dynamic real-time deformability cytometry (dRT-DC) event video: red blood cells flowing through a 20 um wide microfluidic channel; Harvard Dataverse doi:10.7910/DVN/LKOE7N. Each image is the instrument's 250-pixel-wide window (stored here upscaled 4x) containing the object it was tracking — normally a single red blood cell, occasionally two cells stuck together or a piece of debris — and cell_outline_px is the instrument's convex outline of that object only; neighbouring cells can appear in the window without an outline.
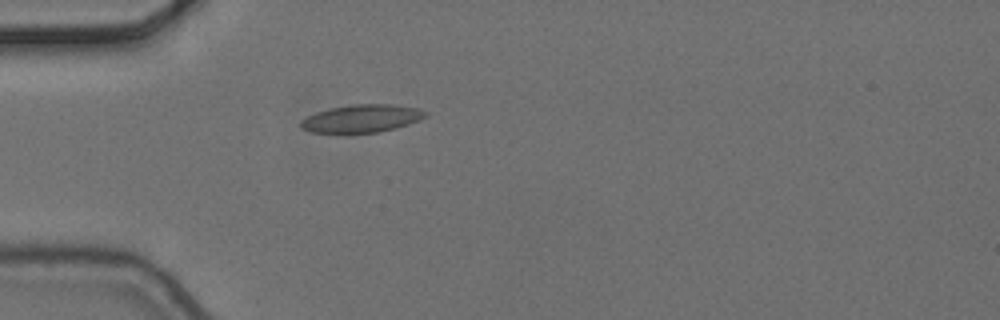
{"species": "common noctule bat (a hibernating species)", "species_latin": "Nyctalus noctula", "temperature_condition": "cold", "stored_images_in_passage": 1, "camera_frame_rate_fps": 3000, "um_per_image_px": 0.085, "animal": {"sex": "female", "body_mass_g": 24.6, "forearm_length_mm": 56.2}, "frame": {"image": 1, "passage_image": 1, "time_ms": 0.0, "image_size_px": [1000, 320], "cell_outline_px": [[428, 116], [420, 120], [396, 128], [380, 132], [312, 132], [300, 128], [300, 120], [316, 112], [332, 108], [352, 104], [392, 104], [420, 108], [428, 112]], "centroid_in_image_um": [30.8, 10.06], "position_along_channel_um": 54.2, "area_um2": 20.17}}